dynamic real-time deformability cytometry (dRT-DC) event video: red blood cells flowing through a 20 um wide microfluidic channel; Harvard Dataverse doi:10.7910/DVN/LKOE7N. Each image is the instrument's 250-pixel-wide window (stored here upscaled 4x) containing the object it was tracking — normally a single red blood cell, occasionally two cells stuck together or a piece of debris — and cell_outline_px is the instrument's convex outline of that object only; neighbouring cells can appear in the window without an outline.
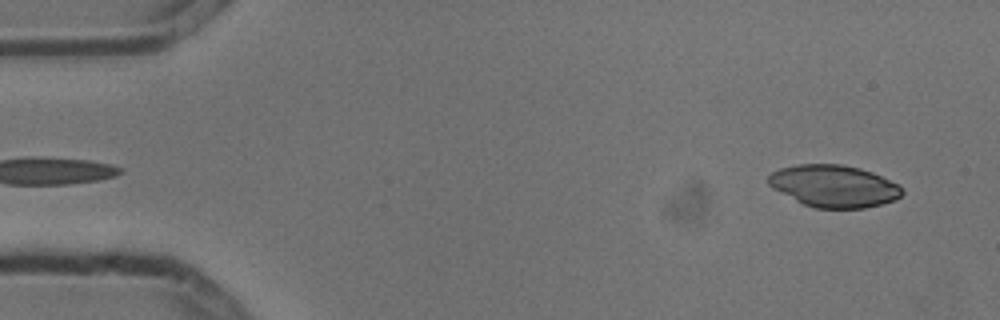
{"species": "common noctule bat (a hibernating species)", "species_latin": "Nyctalus noctula", "temperature_condition": "cold", "stored_images_in_passage": 6, "segment_of_instrument_passage": [2, 2], "camera_frame_rate_fps": 3000, "um_per_image_px": 0.085, "animal": {"sex": "male", "body_mass_g": 13.3}, "frame": {"image": 1, "passage_image": 6, "time_ms": 1.667, "image_size_px": [1000, 320], "cell_outline_px": [[904, 192], [900, 196], [892, 200], [880, 204], [864, 208], [816, 208], [804, 204], [772, 188], [768, 184], [768, 176], [772, 172], [780, 168], [796, 164], [840, 164], [860, 168], [872, 172], [900, 184]], "centroid_in_image_um": [70.88, 15.8], "position_along_channel_um": 14.1, "area_um2": 32.71}}